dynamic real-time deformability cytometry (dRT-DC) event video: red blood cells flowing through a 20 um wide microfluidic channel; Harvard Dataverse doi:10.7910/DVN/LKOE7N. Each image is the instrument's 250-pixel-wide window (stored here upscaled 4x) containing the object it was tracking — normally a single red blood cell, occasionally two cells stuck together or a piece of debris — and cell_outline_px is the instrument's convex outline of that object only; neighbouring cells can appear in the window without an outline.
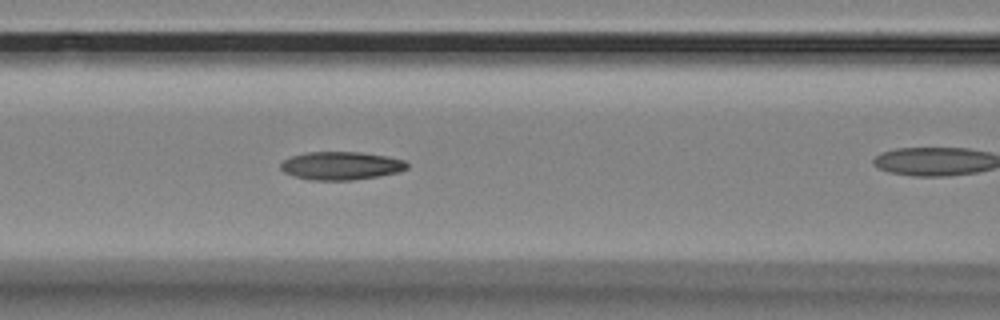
{"species": "Egyptian fruit bat (a non-hibernating species)", "species_latin": "Rousettus aegyptiacus", "temperature_condition": "room temperature", "stored_images_in_passage": 7, "camera_frame_rate_fps": 3000, "um_per_image_px": 0.085, "animal": {"sex": "female"}, "frame": {"image": 1, "passage_image": 6, "time_ms": 1.667, "image_size_px": [1000, 320], "cell_outline_px": [[408, 168], [396, 172], [376, 176], [352, 180], [308, 180], [292, 176], [284, 172], [280, 168], [280, 164], [284, 160], [292, 156], [304, 152], [360, 152], [384, 156], [404, 160], [408, 164]], "centroid_in_image_um": [28.93, 14.09], "position_along_channel_um": 137.7, "area_um2": 20.63}}